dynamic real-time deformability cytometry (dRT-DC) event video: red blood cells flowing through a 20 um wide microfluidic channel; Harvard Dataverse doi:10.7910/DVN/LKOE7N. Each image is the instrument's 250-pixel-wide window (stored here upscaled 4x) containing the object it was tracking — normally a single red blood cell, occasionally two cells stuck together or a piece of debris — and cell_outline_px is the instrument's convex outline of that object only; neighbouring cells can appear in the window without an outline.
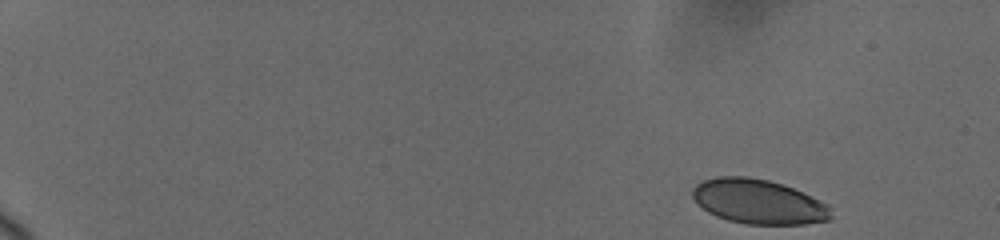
{"species": "human", "species_latin": "Homo sapiens", "temperature_condition": "cold", "stored_images_in_passage": 48, "camera_frame_rate_fps": 3000, "um_per_image_px": 0.085, "donor": {"sex": "female"}, "frame": {"image": 1, "passage_image": 1, "time_ms": 0.0, "image_size_px": [1000, 240], "cell_outline_px": [[832, 216], [828, 220], [804, 224], [744, 224], [728, 220], [716, 216], [708, 212], [692, 196], [692, 188], [696, 184], [704, 180], [716, 176], [748, 176], [768, 180], [792, 188], [828, 204]], "centroid_in_image_um": [64.45, 17.14], "position_along_channel_um": 20.6, "area_um2": 35.72}}
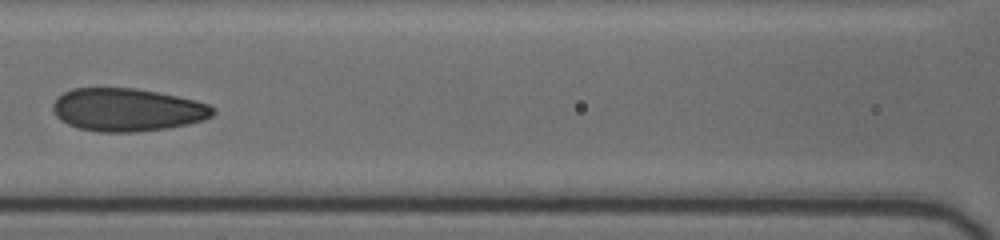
{"frame": {"image": 2, "passage_image": 18, "time_ms": 8.0, "image_size_px": [1000, 240], "cell_outline_px": [[216, 112], [212, 116], [204, 120], [188, 124], [164, 128], [132, 132], [100, 132], [80, 128], [68, 124], [60, 120], [56, 116], [52, 108], [52, 104], [64, 92], [72, 88], [136, 88], [196, 100], [208, 104]], "centroid_in_image_um": [10.81, 9.33], "position_along_channel_um": 155.8, "area_um2": 39.82}}
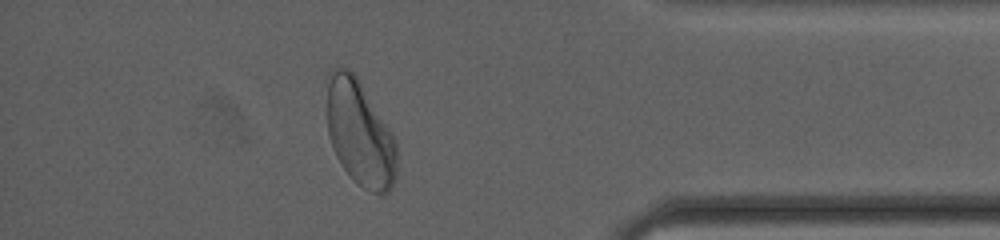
{"frame": {"image": 3, "passage_image": 36, "time_ms": 15.333, "image_size_px": [1000, 240], "cell_outline_px": [[396, 180], [388, 192], [372, 192], [356, 184], [352, 180], [336, 156], [328, 132], [328, 84], [332, 68], [348, 68], [360, 80], [392, 132], [396, 140]], "centroid_in_image_um": [30.62, 11.34], "position_along_channel_um": 404.6, "area_um2": 42.77}, "authors_computed_cell_mechanics": {"area_um2": 40.171, "velocity_mm_per_s": 3.6863, "shape_relaxation_time_tau1_ms": 3.5925, "shape_relaxation_time_tau2_ms": 1.0345, "deformation_change_tau1": 0.1134, "deformation_change_tau2": 0.0376}}